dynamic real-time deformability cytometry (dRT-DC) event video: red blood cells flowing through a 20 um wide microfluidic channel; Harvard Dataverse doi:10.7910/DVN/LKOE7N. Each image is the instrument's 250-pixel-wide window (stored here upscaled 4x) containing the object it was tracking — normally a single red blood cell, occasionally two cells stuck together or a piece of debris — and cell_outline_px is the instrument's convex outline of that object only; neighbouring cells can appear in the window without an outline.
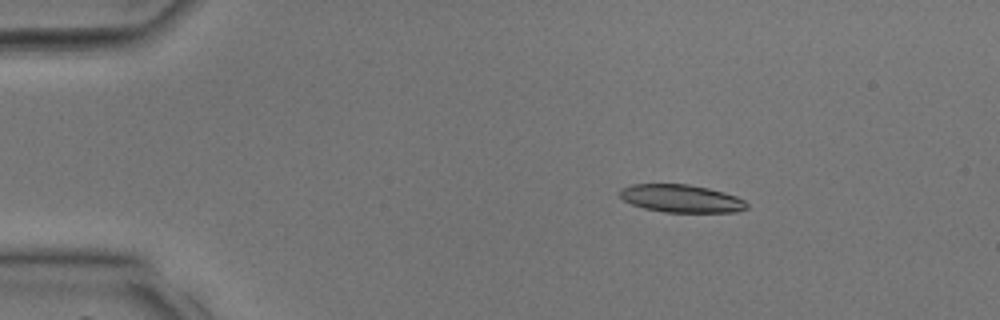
{"species": "common noctule bat (a hibernating species)", "species_latin": "Nyctalus noctula", "temperature_condition": "room temperature", "stored_images_in_passage": 39, "camera_frame_rate_fps": 3000, "um_per_image_px": 0.085, "animal": {"sex": "male", "body_mass_g": 17.9, "forearm_length_mm": 54.2}, "frame": {"image": 1, "passage_image": 7, "time_ms": 2.0, "image_size_px": [1000, 320], "cell_outline_px": [[748, 208], [736, 212], [664, 212], [644, 208], [632, 204], [624, 200], [620, 196], [620, 188], [632, 184], [688, 184], [708, 188], [724, 192], [736, 196], [744, 200], [748, 204]], "centroid_in_image_um": [57.92, 16.87], "position_along_channel_um": 27.1, "area_um2": 20.58}}
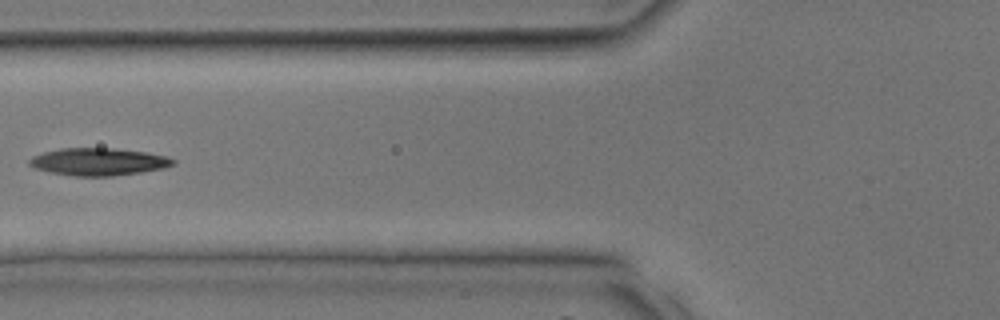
{"frame": {"image": 2, "passage_image": 16, "time_ms": 5.0, "image_size_px": [1000, 320], "cell_outline_px": [[176, 164], [164, 168], [140, 172], [112, 176], [72, 176], [48, 172], [32, 168], [28, 164], [28, 160], [32, 156], [44, 152], [60, 148], [112, 148], [144, 152], [168, 156], [176, 160]], "centroid_in_image_um": [8.34, 13.75], "position_along_channel_um": 117.5, "area_um2": 23.18}}
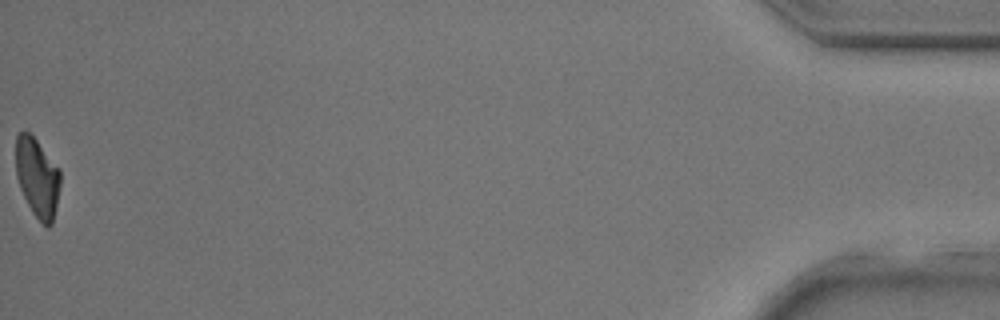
{"frame": {"image": 3, "passage_image": 39, "time_ms": 12.667, "image_size_px": [1000, 320], "cell_outline_px": [[60, 184], [52, 224], [48, 228], [32, 212], [20, 188], [16, 176], [16, 136], [24, 128], [36, 140], [60, 168]], "centroid_in_image_um": [3.16, 15.06], "position_along_channel_um": 432.0, "area_um2": 20.4}}